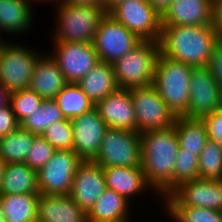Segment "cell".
I'll return each mask as SVG.
<instances>
[{"label":"cell","instance_id":"d6a6232c","mask_svg":"<svg viewBox=\"0 0 222 222\" xmlns=\"http://www.w3.org/2000/svg\"><path fill=\"white\" fill-rule=\"evenodd\" d=\"M43 98L30 88L10 93L9 104L16 116L17 121L21 124L28 116L37 110Z\"/></svg>","mask_w":222,"mask_h":222},{"label":"cell","instance_id":"ab89813d","mask_svg":"<svg viewBox=\"0 0 222 222\" xmlns=\"http://www.w3.org/2000/svg\"><path fill=\"white\" fill-rule=\"evenodd\" d=\"M213 25L222 37V0H213Z\"/></svg>","mask_w":222,"mask_h":222},{"label":"cell","instance_id":"8d00e7d4","mask_svg":"<svg viewBox=\"0 0 222 222\" xmlns=\"http://www.w3.org/2000/svg\"><path fill=\"white\" fill-rule=\"evenodd\" d=\"M207 128L208 139L222 146V108L202 118Z\"/></svg>","mask_w":222,"mask_h":222},{"label":"cell","instance_id":"cb8c5ba5","mask_svg":"<svg viewBox=\"0 0 222 222\" xmlns=\"http://www.w3.org/2000/svg\"><path fill=\"white\" fill-rule=\"evenodd\" d=\"M26 193H39L37 171L26 163H6L0 184V195Z\"/></svg>","mask_w":222,"mask_h":222},{"label":"cell","instance_id":"9a60e30c","mask_svg":"<svg viewBox=\"0 0 222 222\" xmlns=\"http://www.w3.org/2000/svg\"><path fill=\"white\" fill-rule=\"evenodd\" d=\"M73 151L83 161H93L99 153L107 125L96 108L71 119Z\"/></svg>","mask_w":222,"mask_h":222},{"label":"cell","instance_id":"5bb4252c","mask_svg":"<svg viewBox=\"0 0 222 222\" xmlns=\"http://www.w3.org/2000/svg\"><path fill=\"white\" fill-rule=\"evenodd\" d=\"M222 108V90L207 67L191 72L187 118L202 119Z\"/></svg>","mask_w":222,"mask_h":222},{"label":"cell","instance_id":"e0dca14e","mask_svg":"<svg viewBox=\"0 0 222 222\" xmlns=\"http://www.w3.org/2000/svg\"><path fill=\"white\" fill-rule=\"evenodd\" d=\"M95 108L107 127L137 131V121L129 89L118 88Z\"/></svg>","mask_w":222,"mask_h":222},{"label":"cell","instance_id":"60d3db41","mask_svg":"<svg viewBox=\"0 0 222 222\" xmlns=\"http://www.w3.org/2000/svg\"><path fill=\"white\" fill-rule=\"evenodd\" d=\"M58 2L87 7L104 6L103 0H58Z\"/></svg>","mask_w":222,"mask_h":222},{"label":"cell","instance_id":"3957f363","mask_svg":"<svg viewBox=\"0 0 222 222\" xmlns=\"http://www.w3.org/2000/svg\"><path fill=\"white\" fill-rule=\"evenodd\" d=\"M193 66L159 54L153 86L176 117H186Z\"/></svg>","mask_w":222,"mask_h":222},{"label":"cell","instance_id":"7dc6e473","mask_svg":"<svg viewBox=\"0 0 222 222\" xmlns=\"http://www.w3.org/2000/svg\"><path fill=\"white\" fill-rule=\"evenodd\" d=\"M0 222H6L4 211L2 210L1 204H0Z\"/></svg>","mask_w":222,"mask_h":222},{"label":"cell","instance_id":"681fc988","mask_svg":"<svg viewBox=\"0 0 222 222\" xmlns=\"http://www.w3.org/2000/svg\"><path fill=\"white\" fill-rule=\"evenodd\" d=\"M4 42H5V40L2 41V40H1V37H0V49L2 48V45H3Z\"/></svg>","mask_w":222,"mask_h":222},{"label":"cell","instance_id":"30bf717a","mask_svg":"<svg viewBox=\"0 0 222 222\" xmlns=\"http://www.w3.org/2000/svg\"><path fill=\"white\" fill-rule=\"evenodd\" d=\"M108 14L141 40L159 41L161 38L162 15L148 0L122 2Z\"/></svg>","mask_w":222,"mask_h":222},{"label":"cell","instance_id":"7bdbcfd3","mask_svg":"<svg viewBox=\"0 0 222 222\" xmlns=\"http://www.w3.org/2000/svg\"><path fill=\"white\" fill-rule=\"evenodd\" d=\"M10 92L0 84V108L5 107L9 104Z\"/></svg>","mask_w":222,"mask_h":222},{"label":"cell","instance_id":"f546056e","mask_svg":"<svg viewBox=\"0 0 222 222\" xmlns=\"http://www.w3.org/2000/svg\"><path fill=\"white\" fill-rule=\"evenodd\" d=\"M64 119L65 117L54 99L43 100L40 107L31 116H28L20 127L33 134L42 135L51 124Z\"/></svg>","mask_w":222,"mask_h":222},{"label":"cell","instance_id":"2e32d148","mask_svg":"<svg viewBox=\"0 0 222 222\" xmlns=\"http://www.w3.org/2000/svg\"><path fill=\"white\" fill-rule=\"evenodd\" d=\"M105 189L102 167L93 161H83L74 175L70 197L88 213Z\"/></svg>","mask_w":222,"mask_h":222},{"label":"cell","instance_id":"4316f807","mask_svg":"<svg viewBox=\"0 0 222 222\" xmlns=\"http://www.w3.org/2000/svg\"><path fill=\"white\" fill-rule=\"evenodd\" d=\"M174 128L180 148L200 155L208 140L207 128L202 119L177 117Z\"/></svg>","mask_w":222,"mask_h":222},{"label":"cell","instance_id":"ba28073f","mask_svg":"<svg viewBox=\"0 0 222 222\" xmlns=\"http://www.w3.org/2000/svg\"><path fill=\"white\" fill-rule=\"evenodd\" d=\"M27 46L5 41L0 49V84L10 93L28 88L36 60L41 55Z\"/></svg>","mask_w":222,"mask_h":222},{"label":"cell","instance_id":"83f0119b","mask_svg":"<svg viewBox=\"0 0 222 222\" xmlns=\"http://www.w3.org/2000/svg\"><path fill=\"white\" fill-rule=\"evenodd\" d=\"M35 136L19 127L0 138V157L6 163H24Z\"/></svg>","mask_w":222,"mask_h":222},{"label":"cell","instance_id":"e575fe53","mask_svg":"<svg viewBox=\"0 0 222 222\" xmlns=\"http://www.w3.org/2000/svg\"><path fill=\"white\" fill-rule=\"evenodd\" d=\"M42 136L56 150H73V129L70 119L51 124Z\"/></svg>","mask_w":222,"mask_h":222},{"label":"cell","instance_id":"f907efd6","mask_svg":"<svg viewBox=\"0 0 222 222\" xmlns=\"http://www.w3.org/2000/svg\"><path fill=\"white\" fill-rule=\"evenodd\" d=\"M32 222H44V221L39 220V219L37 218V219L33 220Z\"/></svg>","mask_w":222,"mask_h":222},{"label":"cell","instance_id":"d4e9b609","mask_svg":"<svg viewBox=\"0 0 222 222\" xmlns=\"http://www.w3.org/2000/svg\"><path fill=\"white\" fill-rule=\"evenodd\" d=\"M40 193L0 195L6 222H32L37 219Z\"/></svg>","mask_w":222,"mask_h":222},{"label":"cell","instance_id":"c3c4849f","mask_svg":"<svg viewBox=\"0 0 222 222\" xmlns=\"http://www.w3.org/2000/svg\"><path fill=\"white\" fill-rule=\"evenodd\" d=\"M32 1H34V2H35V1H36V2H37V1H43L44 3H45L46 1H47V2H48V1H49V2H54V1H55V3L58 2V0H52V1H51V0H32Z\"/></svg>","mask_w":222,"mask_h":222},{"label":"cell","instance_id":"74e56055","mask_svg":"<svg viewBox=\"0 0 222 222\" xmlns=\"http://www.w3.org/2000/svg\"><path fill=\"white\" fill-rule=\"evenodd\" d=\"M222 90V37L216 42L206 66Z\"/></svg>","mask_w":222,"mask_h":222},{"label":"cell","instance_id":"484cf974","mask_svg":"<svg viewBox=\"0 0 222 222\" xmlns=\"http://www.w3.org/2000/svg\"><path fill=\"white\" fill-rule=\"evenodd\" d=\"M130 202L114 190L106 188L87 213L88 221L129 219Z\"/></svg>","mask_w":222,"mask_h":222},{"label":"cell","instance_id":"8fae6325","mask_svg":"<svg viewBox=\"0 0 222 222\" xmlns=\"http://www.w3.org/2000/svg\"><path fill=\"white\" fill-rule=\"evenodd\" d=\"M141 41L135 33L106 13L100 21L92 43L99 60L113 64L132 51Z\"/></svg>","mask_w":222,"mask_h":222},{"label":"cell","instance_id":"f35d334b","mask_svg":"<svg viewBox=\"0 0 222 222\" xmlns=\"http://www.w3.org/2000/svg\"><path fill=\"white\" fill-rule=\"evenodd\" d=\"M20 127L10 104L0 108V138L10 134Z\"/></svg>","mask_w":222,"mask_h":222},{"label":"cell","instance_id":"603a6c76","mask_svg":"<svg viewBox=\"0 0 222 222\" xmlns=\"http://www.w3.org/2000/svg\"><path fill=\"white\" fill-rule=\"evenodd\" d=\"M30 0H0V32L17 35L32 28L33 12Z\"/></svg>","mask_w":222,"mask_h":222},{"label":"cell","instance_id":"ffe728a7","mask_svg":"<svg viewBox=\"0 0 222 222\" xmlns=\"http://www.w3.org/2000/svg\"><path fill=\"white\" fill-rule=\"evenodd\" d=\"M37 218L44 222H88L70 195H39Z\"/></svg>","mask_w":222,"mask_h":222},{"label":"cell","instance_id":"277c9868","mask_svg":"<svg viewBox=\"0 0 222 222\" xmlns=\"http://www.w3.org/2000/svg\"><path fill=\"white\" fill-rule=\"evenodd\" d=\"M160 54L159 41L142 40L112 65L119 88L129 89L153 84L157 58Z\"/></svg>","mask_w":222,"mask_h":222},{"label":"cell","instance_id":"d6986e66","mask_svg":"<svg viewBox=\"0 0 222 222\" xmlns=\"http://www.w3.org/2000/svg\"><path fill=\"white\" fill-rule=\"evenodd\" d=\"M50 54L38 57L28 86L44 100L54 99L68 84L59 66Z\"/></svg>","mask_w":222,"mask_h":222},{"label":"cell","instance_id":"836d02e7","mask_svg":"<svg viewBox=\"0 0 222 222\" xmlns=\"http://www.w3.org/2000/svg\"><path fill=\"white\" fill-rule=\"evenodd\" d=\"M199 178V155L193 152L184 151L179 147L175 168L174 188L179 184Z\"/></svg>","mask_w":222,"mask_h":222},{"label":"cell","instance_id":"bcb514c9","mask_svg":"<svg viewBox=\"0 0 222 222\" xmlns=\"http://www.w3.org/2000/svg\"><path fill=\"white\" fill-rule=\"evenodd\" d=\"M130 220L131 219H121V220H104V221H88V222H130Z\"/></svg>","mask_w":222,"mask_h":222},{"label":"cell","instance_id":"8992f818","mask_svg":"<svg viewBox=\"0 0 222 222\" xmlns=\"http://www.w3.org/2000/svg\"><path fill=\"white\" fill-rule=\"evenodd\" d=\"M141 156L139 132L108 127L93 162L102 168L141 167Z\"/></svg>","mask_w":222,"mask_h":222},{"label":"cell","instance_id":"4fadbf2b","mask_svg":"<svg viewBox=\"0 0 222 222\" xmlns=\"http://www.w3.org/2000/svg\"><path fill=\"white\" fill-rule=\"evenodd\" d=\"M165 206H190L222 212V181H185L164 197Z\"/></svg>","mask_w":222,"mask_h":222},{"label":"cell","instance_id":"7402d4cb","mask_svg":"<svg viewBox=\"0 0 222 222\" xmlns=\"http://www.w3.org/2000/svg\"><path fill=\"white\" fill-rule=\"evenodd\" d=\"M77 85L94 105L119 88L113 65L102 61L95 65Z\"/></svg>","mask_w":222,"mask_h":222},{"label":"cell","instance_id":"44dd1931","mask_svg":"<svg viewBox=\"0 0 222 222\" xmlns=\"http://www.w3.org/2000/svg\"><path fill=\"white\" fill-rule=\"evenodd\" d=\"M106 188L114 190L131 201L139 193L152 187L147 183L142 167H104Z\"/></svg>","mask_w":222,"mask_h":222},{"label":"cell","instance_id":"ee69618b","mask_svg":"<svg viewBox=\"0 0 222 222\" xmlns=\"http://www.w3.org/2000/svg\"><path fill=\"white\" fill-rule=\"evenodd\" d=\"M128 0H103L104 8L107 13H109L116 5H119L122 2H125Z\"/></svg>","mask_w":222,"mask_h":222},{"label":"cell","instance_id":"1f68e13d","mask_svg":"<svg viewBox=\"0 0 222 222\" xmlns=\"http://www.w3.org/2000/svg\"><path fill=\"white\" fill-rule=\"evenodd\" d=\"M174 222H222V212L190 206H165Z\"/></svg>","mask_w":222,"mask_h":222},{"label":"cell","instance_id":"f1b7e54d","mask_svg":"<svg viewBox=\"0 0 222 222\" xmlns=\"http://www.w3.org/2000/svg\"><path fill=\"white\" fill-rule=\"evenodd\" d=\"M65 119H73L95 108L77 83H68L54 98Z\"/></svg>","mask_w":222,"mask_h":222},{"label":"cell","instance_id":"4dcf8cb0","mask_svg":"<svg viewBox=\"0 0 222 222\" xmlns=\"http://www.w3.org/2000/svg\"><path fill=\"white\" fill-rule=\"evenodd\" d=\"M199 178L222 181V146L208 139L199 155Z\"/></svg>","mask_w":222,"mask_h":222},{"label":"cell","instance_id":"d590c367","mask_svg":"<svg viewBox=\"0 0 222 222\" xmlns=\"http://www.w3.org/2000/svg\"><path fill=\"white\" fill-rule=\"evenodd\" d=\"M55 151L42 135H36L24 163L38 171L52 158Z\"/></svg>","mask_w":222,"mask_h":222},{"label":"cell","instance_id":"f6af8a7d","mask_svg":"<svg viewBox=\"0 0 222 222\" xmlns=\"http://www.w3.org/2000/svg\"><path fill=\"white\" fill-rule=\"evenodd\" d=\"M5 165H6V162L0 157V184H1Z\"/></svg>","mask_w":222,"mask_h":222},{"label":"cell","instance_id":"7c38bea8","mask_svg":"<svg viewBox=\"0 0 222 222\" xmlns=\"http://www.w3.org/2000/svg\"><path fill=\"white\" fill-rule=\"evenodd\" d=\"M55 60L68 83H78L100 60L92 42L53 41Z\"/></svg>","mask_w":222,"mask_h":222},{"label":"cell","instance_id":"b9f144b4","mask_svg":"<svg viewBox=\"0 0 222 222\" xmlns=\"http://www.w3.org/2000/svg\"><path fill=\"white\" fill-rule=\"evenodd\" d=\"M148 1L162 15L164 11L170 6L173 0H148Z\"/></svg>","mask_w":222,"mask_h":222},{"label":"cell","instance_id":"6da1fadb","mask_svg":"<svg viewBox=\"0 0 222 222\" xmlns=\"http://www.w3.org/2000/svg\"><path fill=\"white\" fill-rule=\"evenodd\" d=\"M141 167L153 191L166 197L174 189V168L179 140L174 126L140 134Z\"/></svg>","mask_w":222,"mask_h":222},{"label":"cell","instance_id":"9c48e42d","mask_svg":"<svg viewBox=\"0 0 222 222\" xmlns=\"http://www.w3.org/2000/svg\"><path fill=\"white\" fill-rule=\"evenodd\" d=\"M82 162L73 150H56L52 158L37 171L39 193L70 195L74 175Z\"/></svg>","mask_w":222,"mask_h":222},{"label":"cell","instance_id":"52a82bcc","mask_svg":"<svg viewBox=\"0 0 222 222\" xmlns=\"http://www.w3.org/2000/svg\"><path fill=\"white\" fill-rule=\"evenodd\" d=\"M137 121V132L173 127L176 116L153 85L129 88Z\"/></svg>","mask_w":222,"mask_h":222},{"label":"cell","instance_id":"ac0fdd59","mask_svg":"<svg viewBox=\"0 0 222 222\" xmlns=\"http://www.w3.org/2000/svg\"><path fill=\"white\" fill-rule=\"evenodd\" d=\"M213 24V0H173L162 14V25Z\"/></svg>","mask_w":222,"mask_h":222},{"label":"cell","instance_id":"5b68a950","mask_svg":"<svg viewBox=\"0 0 222 222\" xmlns=\"http://www.w3.org/2000/svg\"><path fill=\"white\" fill-rule=\"evenodd\" d=\"M58 27L54 40L58 42H92L101 19L107 13L104 6H76L57 2Z\"/></svg>","mask_w":222,"mask_h":222},{"label":"cell","instance_id":"7a4b0ae2","mask_svg":"<svg viewBox=\"0 0 222 222\" xmlns=\"http://www.w3.org/2000/svg\"><path fill=\"white\" fill-rule=\"evenodd\" d=\"M214 25H162L160 53L193 67H206L220 39Z\"/></svg>","mask_w":222,"mask_h":222}]
</instances>
